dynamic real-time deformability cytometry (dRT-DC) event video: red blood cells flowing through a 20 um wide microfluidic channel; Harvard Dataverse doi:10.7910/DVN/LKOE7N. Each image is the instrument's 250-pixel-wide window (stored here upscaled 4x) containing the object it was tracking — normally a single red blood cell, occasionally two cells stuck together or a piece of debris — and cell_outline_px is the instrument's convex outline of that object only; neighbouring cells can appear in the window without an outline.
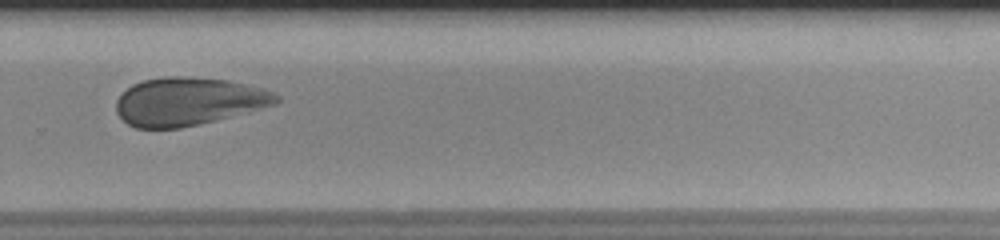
{"species": "human", "species_latin": "Homo sapiens", "temperature_condition": "room temperature", "stored_images_in_passage": 37, "camera_frame_rate_fps": 3000, "um_per_image_px": 0.085, "donor": {"sex": "male"}, "frame": {"image": 1, "passage_image": 22, "time_ms": 7.0, "image_size_px": [1000, 240], "cell_outline_px": [[280, 100], [276, 104], [216, 120], [180, 128], [136, 128], [128, 124], [116, 112], [116, 100], [132, 84], [144, 80], [164, 76], [184, 76], [228, 80], [260, 88], [272, 92], [280, 96]], "centroid_in_image_um": [15.99, 8.62], "position_along_channel_um": 313.8, "area_um2": 44.51}, "authors_computed_cell_mechanics": {"area_um2": 44.217, "velocity_mm_per_s": 3.813, "shape_relaxation_time_tau1_ms": 6.0677, "shape_relaxation_time_tau2_ms": 1.4256, "deformation_change_tau1": 0.1255, "deformation_change_tau2": 0.0606}}